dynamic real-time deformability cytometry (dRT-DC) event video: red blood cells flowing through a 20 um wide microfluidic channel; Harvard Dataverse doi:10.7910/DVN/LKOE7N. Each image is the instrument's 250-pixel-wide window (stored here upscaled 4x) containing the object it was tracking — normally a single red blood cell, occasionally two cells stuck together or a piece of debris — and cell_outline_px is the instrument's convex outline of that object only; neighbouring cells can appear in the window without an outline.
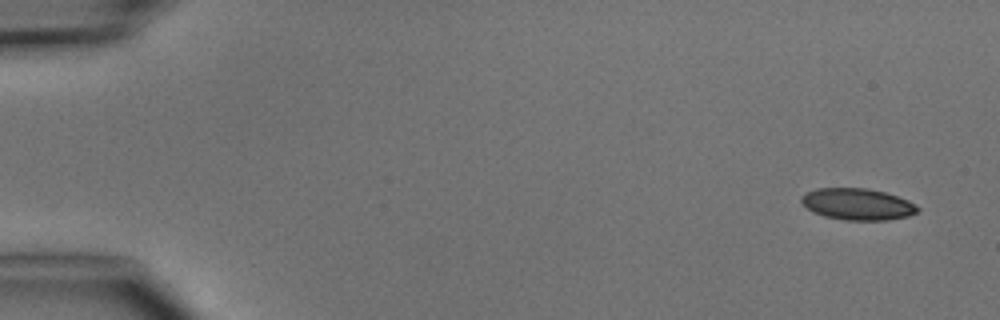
{"species": "common noctule bat (a hibernating species)", "species_latin": "Nyctalus noctula", "temperature_condition": "cold", "stored_images_in_passage": 6, "camera_frame_rate_fps": 3000, "um_per_image_px": 0.085, "animal": {"sex": "male", "body_mass_g": 15.6}, "frame": {"image": 1, "passage_image": 1, "time_ms": 0.0, "image_size_px": [1000, 320], "cell_outline_px": [[920, 208], [916, 212], [908, 216], [888, 220], [844, 220], [824, 216], [812, 212], [800, 200], [800, 196], [804, 192], [816, 188], [868, 188], [884, 192], [908, 200], [916, 204]], "centroid_in_image_um": [72.86, 17.35], "position_along_channel_um": 12.1, "area_um2": 21.5}}
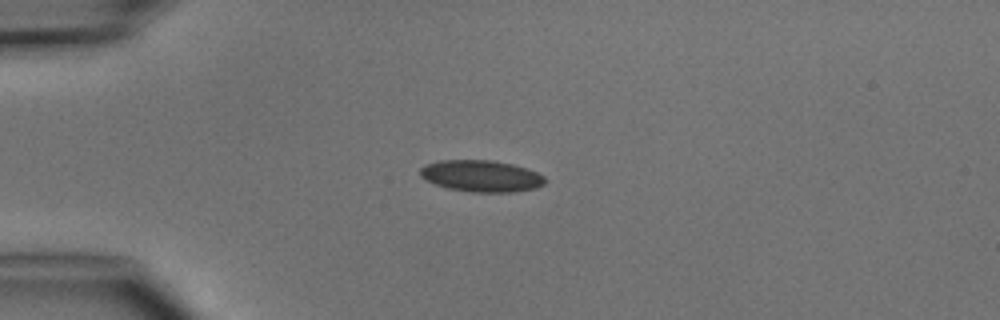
{"frame": {"image": 2, "passage_image": 4, "time_ms": 3.333, "image_size_px": [1000, 320], "cell_outline_px": [[544, 184], [536, 188], [512, 192], [472, 192], [448, 188], [436, 184], [420, 176], [420, 168], [424, 164], [440, 160], [492, 160], [512, 164], [536, 172], [544, 176]], "centroid_in_image_um": [40.89, 14.95], "position_along_channel_um": 44.1, "area_um2": 22.83}}
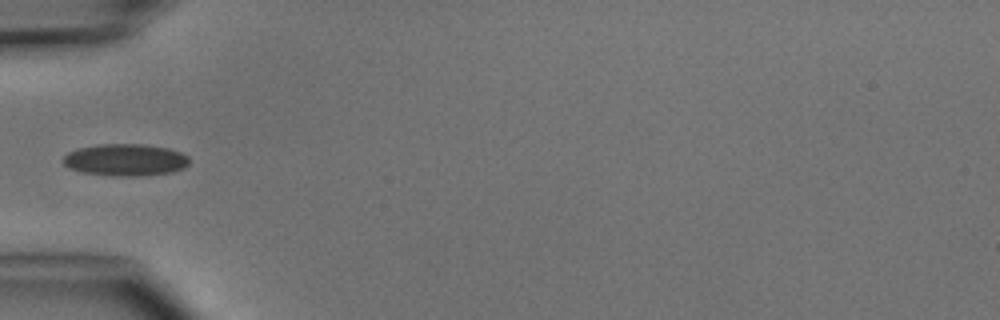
{"frame": {"image": 3, "passage_image": 5, "time_ms": 4.667, "image_size_px": [1000, 320], "cell_outline_px": [[188, 164], [184, 168], [172, 172], [136, 176], [112, 176], [84, 172], [68, 168], [64, 164], [64, 156], [68, 152], [76, 148], [100, 144], [144, 144], [168, 148], [180, 152], [188, 156]], "centroid_in_image_um": [10.65, 13.58], "position_along_channel_um": 74.3, "area_um2": 23.52}}